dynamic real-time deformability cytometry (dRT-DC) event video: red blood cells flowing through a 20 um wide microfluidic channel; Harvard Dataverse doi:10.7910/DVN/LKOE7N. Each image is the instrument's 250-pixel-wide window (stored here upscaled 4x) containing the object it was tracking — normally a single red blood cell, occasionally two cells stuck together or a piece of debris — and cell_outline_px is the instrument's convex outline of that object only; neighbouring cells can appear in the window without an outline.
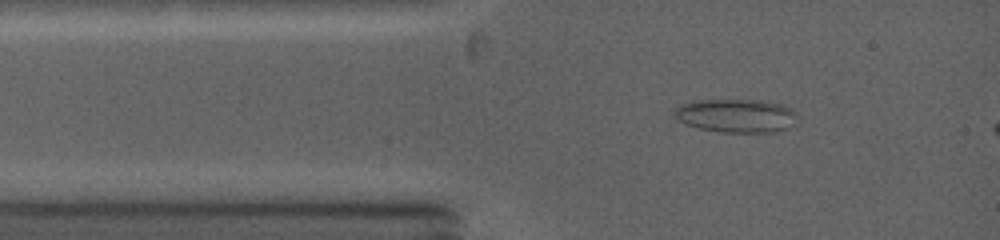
{"species": "common noctule bat (a hibernating species)", "species_latin": "Nyctalus noctula", "temperature_condition": "warm", "stored_images_in_passage": 38, "segment_of_instrument_passage": [1, 2], "camera_frame_rate_fps": 5000, "um_per_image_px": 0.085, "animal": {"sex": "female", "body_mass_g": 19.0, "forearm_length_mm": 53.3}, "frame": {"image": 1, "passage_image": 3, "time_ms": 0.8, "image_size_px": [1000, 240], "cell_outline_px": [[796, 116], [788, 128], [776, 132], [720, 132], [700, 128], [684, 124], [676, 120], [672, 116], [672, 112], [680, 104], [696, 100], [768, 100], [780, 104], [788, 108]], "centroid_in_image_um": [62.47, 9.83], "position_along_channel_um": 22.5, "area_um2": 24.04}}
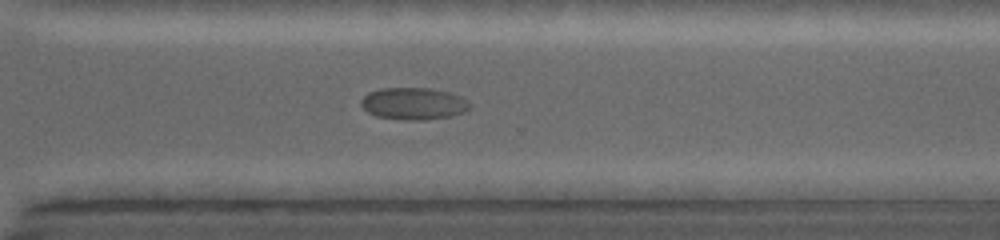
{"frame": {"image": 2, "passage_image": 23, "time_ms": 9.2, "image_size_px": [1000, 240], "cell_outline_px": [[472, 104], [464, 112], [452, 116], [424, 120], [400, 120], [376, 116], [368, 112], [360, 104], [360, 100], [368, 92], [380, 88], [428, 88], [448, 92], [460, 96], [468, 100]], "centroid_in_image_um": [35.15, 8.81], "position_along_channel_um": 335.5, "area_um2": 20.46}}
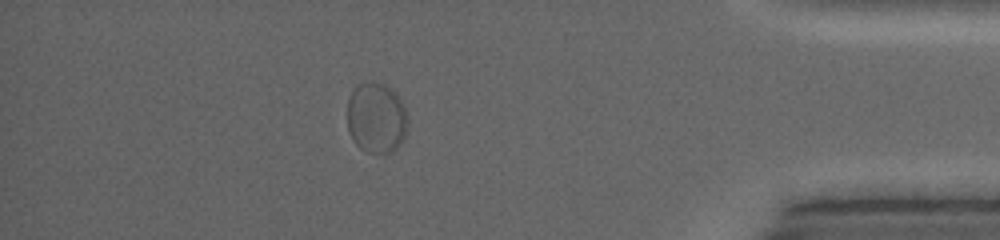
{"frame": {"image": 3, "passage_image": 35, "time_ms": 12.0, "image_size_px": [1000, 240], "cell_outline_px": [[408, 124], [404, 136], [400, 144], [392, 152], [368, 152], [360, 148], [352, 140], [348, 132], [348, 96], [352, 88], [356, 84], [380, 84], [396, 92], [404, 104], [408, 120]], "centroid_in_image_um": [31.98, 10.03], "position_along_channel_um": 403.2, "area_um2": 24.85}}